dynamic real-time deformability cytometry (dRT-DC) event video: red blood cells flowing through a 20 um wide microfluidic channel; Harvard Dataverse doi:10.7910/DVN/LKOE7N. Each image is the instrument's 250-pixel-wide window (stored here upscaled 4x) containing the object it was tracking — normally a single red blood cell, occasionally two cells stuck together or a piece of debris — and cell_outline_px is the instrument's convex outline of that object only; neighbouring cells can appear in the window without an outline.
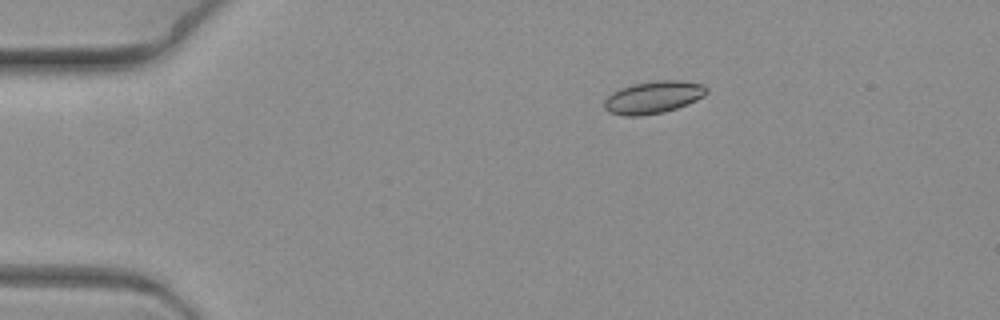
{"species": "common noctule bat (a hibernating species)", "species_latin": "Nyctalus noctula", "temperature_condition": "warm", "stored_images_in_passage": 8, "camera_frame_rate_fps": 3000, "um_per_image_px": 0.085, "animal": {"sex": "female", "body_mass_g": 19.3, "forearm_length_mm": 54.1}, "frame": {"image": 1, "passage_image": 5, "time_ms": 1.333, "image_size_px": [1000, 320], "cell_outline_px": [[708, 92], [704, 96], [688, 104], [664, 112], [640, 116], [624, 116], [608, 112], [604, 108], [604, 100], [612, 92], [620, 88], [632, 84], [656, 80], [680, 80], [704, 84], [708, 88]], "centroid_in_image_um": [55.53, 8.26], "position_along_channel_um": 29.5, "area_um2": 19.54}}